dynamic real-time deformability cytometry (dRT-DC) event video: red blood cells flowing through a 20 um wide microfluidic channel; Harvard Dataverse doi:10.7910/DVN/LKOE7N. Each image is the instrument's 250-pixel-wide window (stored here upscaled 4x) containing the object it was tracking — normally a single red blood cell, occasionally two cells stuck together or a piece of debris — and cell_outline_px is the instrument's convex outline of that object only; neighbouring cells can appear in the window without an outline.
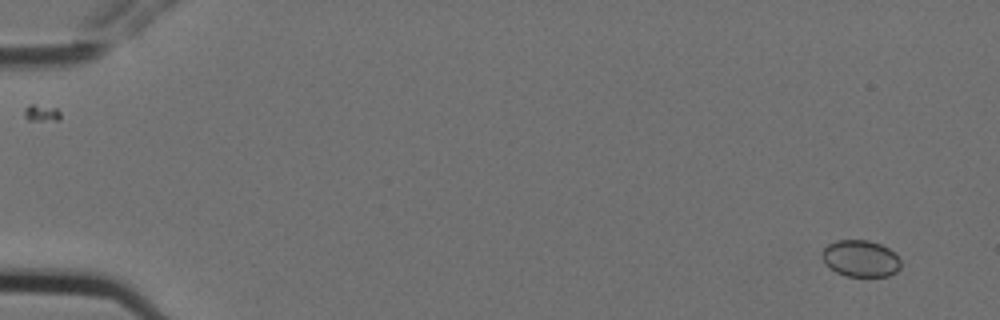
{"species": "Egyptian fruit bat (a non-hibernating species)", "species_latin": "Rousettus aegyptiacus", "temperature_condition": "cold", "stored_images_in_passage": 7, "camera_frame_rate_fps": 3000, "um_per_image_px": 0.085, "animal": {"sex": "female"}, "frame": {"image": 1, "passage_image": 1, "time_ms": 0.0, "image_size_px": [1000, 320], "cell_outline_px": [[900, 268], [896, 272], [888, 276], [844, 276], [828, 268], [824, 264], [820, 256], [820, 252], [828, 244], [836, 240], [868, 240], [880, 244], [888, 248], [900, 260]], "centroid_in_image_um": [73.08, 21.98], "position_along_channel_um": 11.9, "area_um2": 16.99}}
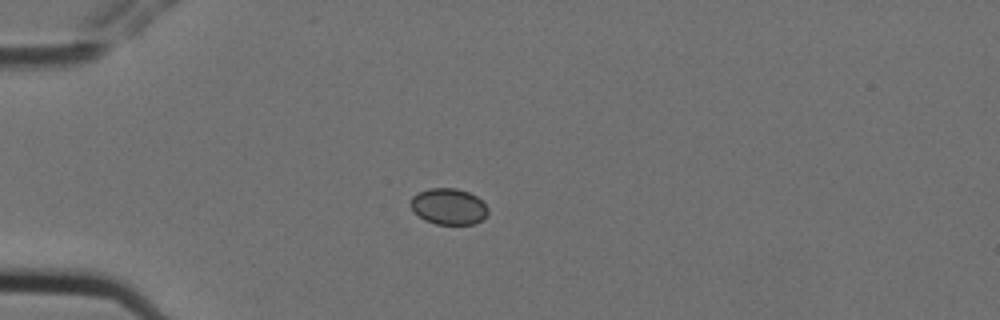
{"frame": {"image": 2, "passage_image": 5, "time_ms": 1.333, "image_size_px": [1000, 320], "cell_outline_px": [[488, 212], [480, 220], [472, 224], [436, 224], [424, 220], [408, 204], [412, 196], [428, 188], [456, 188], [468, 192], [476, 196], [488, 208]], "centroid_in_image_um": [38.1, 17.54], "position_along_channel_um": 46.9, "area_um2": 16.13}}
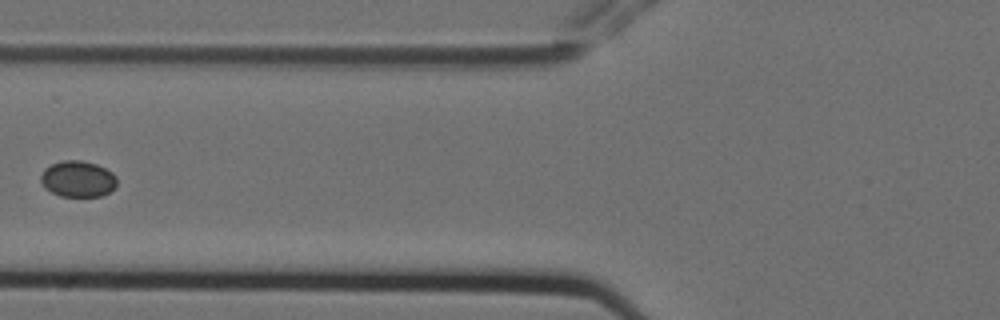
{"frame": {"image": 3, "passage_image": 7, "time_ms": 2.0, "image_size_px": [1000, 320], "cell_outline_px": [[116, 188], [100, 196], [60, 196], [44, 188], [40, 180], [40, 176], [44, 168], [52, 164], [64, 160], [80, 160], [96, 164], [112, 172], [116, 176]], "centroid_in_image_um": [6.6, 15.21], "position_along_channel_um": 119.2, "area_um2": 16.07}}